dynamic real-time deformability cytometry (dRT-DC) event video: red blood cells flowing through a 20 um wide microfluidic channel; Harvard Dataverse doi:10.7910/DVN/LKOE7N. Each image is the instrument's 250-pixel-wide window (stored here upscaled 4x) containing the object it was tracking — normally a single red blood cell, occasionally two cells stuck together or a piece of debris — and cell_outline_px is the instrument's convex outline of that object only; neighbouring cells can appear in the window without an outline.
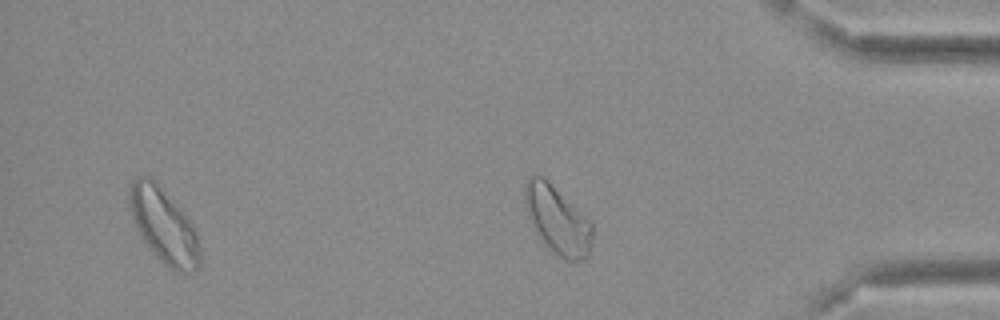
{"species": "Egyptian fruit bat (a non-hibernating species)", "species_latin": "Rousettus aegyptiacus", "temperature_condition": "cold", "stored_images_in_passage": 34, "segment_of_instrument_passage": [2, 2], "camera_frame_rate_fps": 3000, "um_per_image_px": 0.085, "frame": {"image": 1, "passage_image": 34, "time_ms": 11.0, "image_size_px": [1000, 320], "cell_outline_px": [[592, 240], [588, 256], [584, 260], [564, 260], [544, 244], [536, 232], [528, 216], [524, 204], [524, 184], [528, 176], [544, 176], [592, 220]], "centroid_in_image_um": [47.39, 18.67], "position_along_channel_um": 387.8, "area_um2": 27.17}}